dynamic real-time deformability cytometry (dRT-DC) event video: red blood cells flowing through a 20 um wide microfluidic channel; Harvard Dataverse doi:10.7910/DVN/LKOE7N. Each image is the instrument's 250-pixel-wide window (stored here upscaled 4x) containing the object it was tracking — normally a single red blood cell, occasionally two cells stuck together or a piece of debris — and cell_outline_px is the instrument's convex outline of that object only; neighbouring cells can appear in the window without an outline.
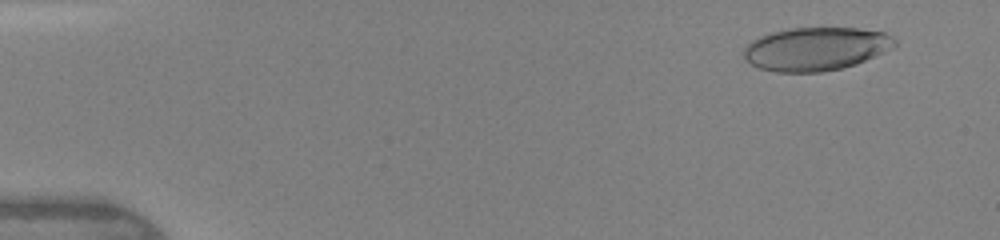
{"species": "human", "species_latin": "Homo sapiens", "temperature_condition": "warm", "stored_images_in_passage": 46, "camera_frame_rate_fps": 3000, "um_per_image_px": 0.085, "donor": {"sex": "female"}, "frame": {"image": 1, "passage_image": 4, "time_ms": 1.0, "image_size_px": [1000, 240], "cell_outline_px": [[896, 44], [892, 48], [884, 52], [856, 64], [840, 68], [820, 72], [776, 72], [760, 68], [752, 64], [744, 56], [744, 48], [752, 40], [760, 36], [772, 32], [792, 28], [860, 28], [884, 32], [892, 36], [896, 40]], "centroid_in_image_um": [69.37, 4.15], "position_along_channel_um": 15.6, "area_um2": 37.92}}
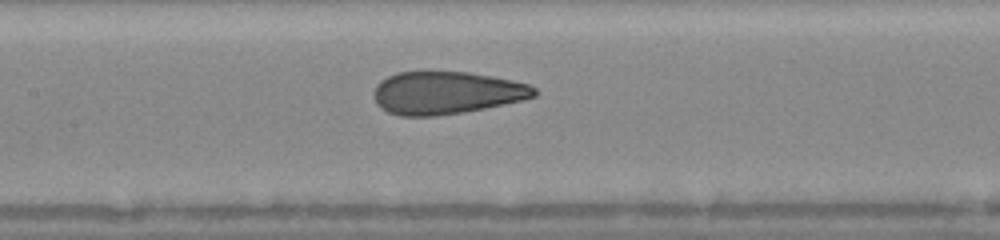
{"frame": {"image": 2, "passage_image": 23, "time_ms": 7.333, "image_size_px": [1000, 240], "cell_outline_px": [[536, 96], [524, 100], [464, 112], [432, 116], [400, 116], [388, 112], [380, 108], [376, 104], [372, 92], [376, 84], [380, 80], [396, 72], [424, 68], [428, 68], [468, 72], [492, 76], [512, 80], [528, 84], [536, 88]], "centroid_in_image_um": [37.87, 7.84], "position_along_channel_um": 169.5, "area_um2": 41.15}}
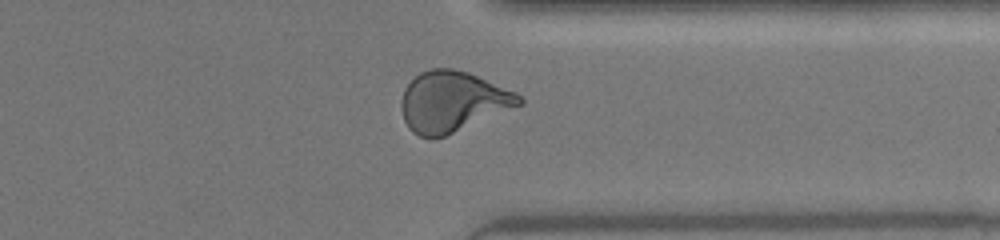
{"frame": {"image": 3, "passage_image": 37, "time_ms": 12.0, "image_size_px": [1000, 240], "cell_outline_px": [[524, 104], [444, 136], [432, 140], [420, 136], [412, 132], [408, 128], [404, 120], [400, 108], [400, 104], [404, 88], [420, 72], [432, 68], [452, 68], [468, 72], [516, 92], [524, 100]], "centroid_in_image_um": [38.44, 8.64], "position_along_channel_um": 373.0, "area_um2": 41.67}, "authors_computed_cell_mechanics": {"area_um2": 39.882, "velocity_mm_per_s": 4.38, "shape_relaxation_time_tau1_ms": 8.057, "shape_relaxation_time_tau2_ms": 0.8669, "deformation_change_tau1": 0.2573, "deformation_change_tau2": 0.083}}